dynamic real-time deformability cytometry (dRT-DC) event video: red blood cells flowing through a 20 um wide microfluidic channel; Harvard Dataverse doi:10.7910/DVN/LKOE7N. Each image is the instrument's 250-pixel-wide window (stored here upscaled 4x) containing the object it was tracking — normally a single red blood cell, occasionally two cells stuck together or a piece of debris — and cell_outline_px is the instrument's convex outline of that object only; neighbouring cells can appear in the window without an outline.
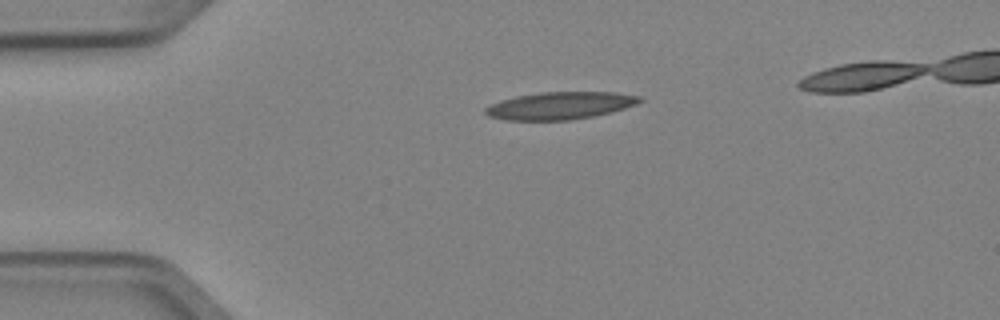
{"species": "Egyptian fruit bat (a non-hibernating species)", "species_latin": "Rousettus aegyptiacus", "temperature_condition": "cold", "stored_images_in_passage": 2, "camera_frame_rate_fps": 3000, "um_per_image_px": 0.085, "animal": {"sex": "female"}, "frame": {"image": 1, "passage_image": 2, "time_ms": 0.333, "image_size_px": [1000, 320], "cell_outline_px": [[644, 100], [636, 104], [612, 112], [572, 120], [504, 120], [488, 116], [484, 112], [484, 108], [500, 100], [516, 96], [540, 92], [616, 92], [640, 96]], "centroid_in_image_um": [47.6, 8.97], "position_along_channel_um": 37.4, "area_um2": 24.74}}